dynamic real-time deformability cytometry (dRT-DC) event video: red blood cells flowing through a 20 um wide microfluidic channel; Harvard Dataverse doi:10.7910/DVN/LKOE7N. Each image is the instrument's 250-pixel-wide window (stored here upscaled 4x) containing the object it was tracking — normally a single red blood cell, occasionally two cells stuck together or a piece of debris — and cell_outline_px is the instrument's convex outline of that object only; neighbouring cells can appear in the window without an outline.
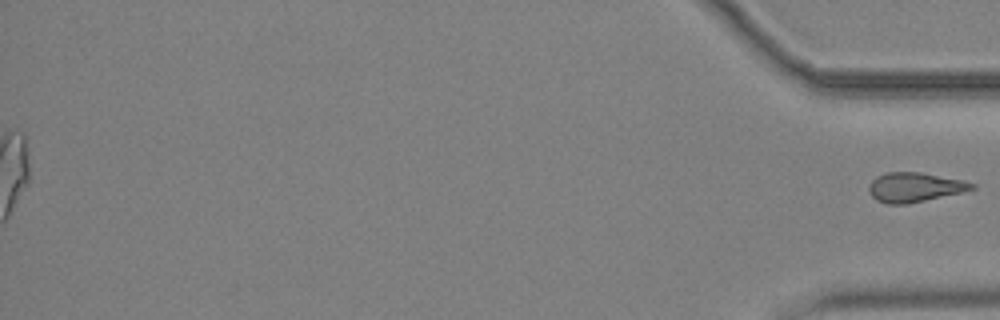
{"species": "common noctule bat (a hibernating species)", "species_latin": "Nyctalus noctula", "temperature_condition": "cold", "stored_images_in_passage": 58, "segment_of_instrument_passage": [2, 2], "camera_frame_rate_fps": 3000, "um_per_image_px": 0.085, "animal": {"sex": "male", "body_mass_g": 19.2, "forearm_length_mm": 51.8}, "frame": {"image": 1, "passage_image": 58, "time_ms": 19.0, "image_size_px": [1000, 320], "cell_outline_px": [[976, 188], [964, 192], [908, 204], [888, 204], [876, 200], [868, 192], [868, 184], [876, 176], [888, 172], [920, 172], [964, 180], [976, 184]], "centroid_in_image_um": [77.75, 15.92], "position_along_channel_um": 357.4, "area_um2": 17.92}}